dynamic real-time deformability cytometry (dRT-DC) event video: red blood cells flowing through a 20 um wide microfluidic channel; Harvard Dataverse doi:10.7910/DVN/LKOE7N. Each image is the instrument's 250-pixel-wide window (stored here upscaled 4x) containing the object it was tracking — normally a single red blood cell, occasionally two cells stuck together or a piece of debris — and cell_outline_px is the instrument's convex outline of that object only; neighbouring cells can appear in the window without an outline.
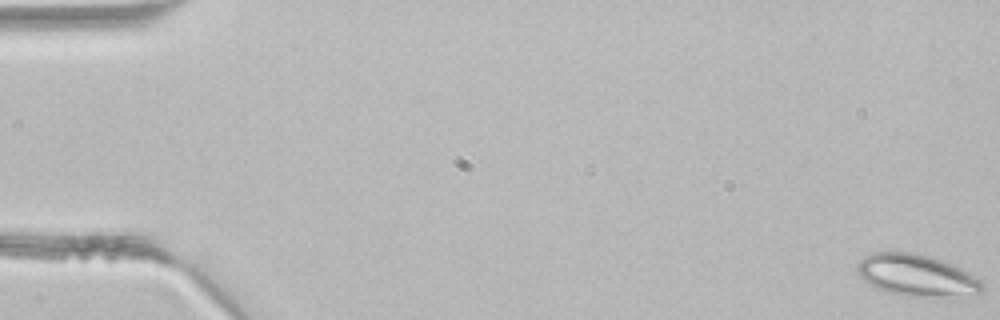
{"species": "common noctule bat (a hibernating species)", "species_latin": "Nyctalus noctula", "temperature_condition": "room temperature", "stored_images_in_passage": 5, "camera_frame_rate_fps": 3000, "um_per_image_px": 0.085, "animal": {"sex": "male", "body_mass_g": 21.5, "forearm_length_mm": 52.0}, "frame": {"image": 1, "passage_image": 1, "time_ms": 0.0, "image_size_px": [1000, 320], "cell_outline_px": [[984, 288], [976, 296], [936, 300], [904, 296], [888, 292], [876, 288], [864, 280], [856, 272], [856, 264], [864, 256], [872, 252], [916, 252], [932, 256], [968, 272], [980, 280], [984, 284]], "centroid_in_image_um": [77.97, 23.46], "position_along_channel_um": 7.0, "area_um2": 31.67}}